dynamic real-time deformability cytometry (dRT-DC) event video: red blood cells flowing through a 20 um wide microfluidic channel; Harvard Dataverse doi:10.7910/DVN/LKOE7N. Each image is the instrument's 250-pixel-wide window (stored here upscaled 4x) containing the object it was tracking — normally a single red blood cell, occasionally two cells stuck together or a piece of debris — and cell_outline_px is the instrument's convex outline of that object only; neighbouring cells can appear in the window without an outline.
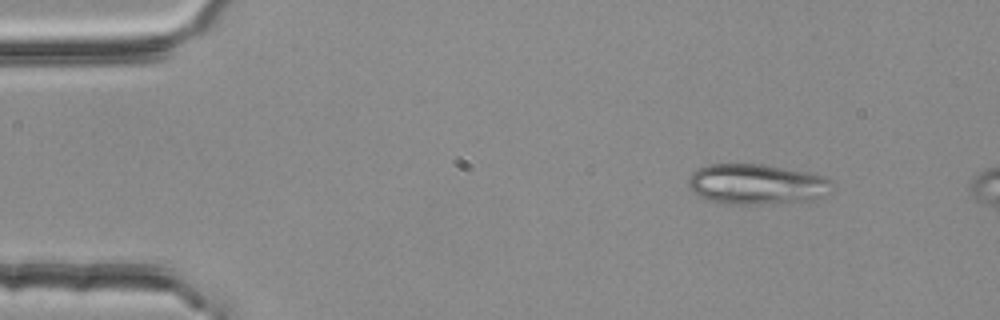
{"species": "common noctule bat (a hibernating species)", "species_latin": "Nyctalus noctula", "temperature_condition": "room temperature", "stored_images_in_passage": 2, "camera_frame_rate_fps": 3000, "um_per_image_px": 0.085, "animal": {"sex": "female", "body_mass_g": 25.1}, "frame": {"image": 1, "passage_image": 1, "time_ms": 0.0, "image_size_px": [1000, 320], "cell_outline_px": [[828, 192], [812, 200], [764, 204], [724, 204], [704, 200], [688, 188], [688, 176], [692, 172], [708, 164], [764, 164], [824, 176], [828, 180]], "centroid_in_image_um": [64.18, 15.66], "position_along_channel_um": 20.8, "area_um2": 33.64}}